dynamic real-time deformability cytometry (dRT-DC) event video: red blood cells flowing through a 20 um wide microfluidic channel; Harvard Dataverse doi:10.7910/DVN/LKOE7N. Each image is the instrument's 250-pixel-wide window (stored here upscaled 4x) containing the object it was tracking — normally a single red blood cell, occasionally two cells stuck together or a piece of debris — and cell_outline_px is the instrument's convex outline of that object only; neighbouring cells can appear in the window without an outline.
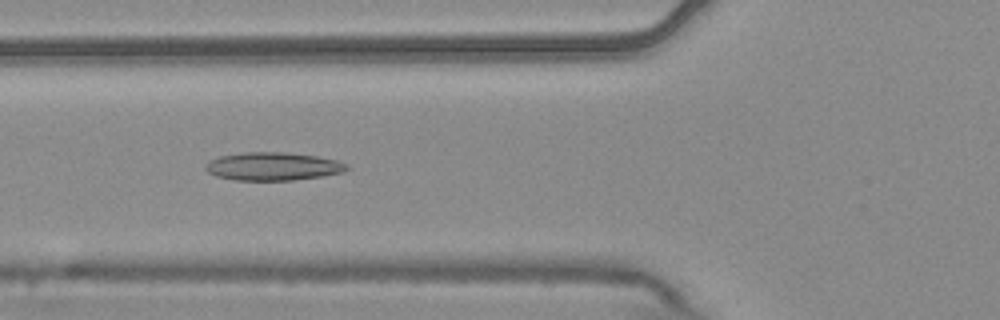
{"species": "common noctule bat (a hibernating species)", "species_latin": "Nyctalus noctula", "temperature_condition": "warm", "stored_images_in_passage": 6, "camera_frame_rate_fps": 3000, "um_per_image_px": 0.085, "animal": {"sex": "male", "body_mass_g": 20.4}, "frame": {"image": 1, "passage_image": 5, "time_ms": 1.333, "image_size_px": [1000, 320], "cell_outline_px": [[348, 168], [344, 172], [320, 176], [292, 180], [236, 180], [216, 176], [208, 172], [204, 168], [208, 160], [220, 156], [244, 152], [284, 152], [316, 156], [336, 160], [348, 164]], "centroid_in_image_um": [23.17, 14.13], "position_along_channel_um": 102.6, "area_um2": 23.06}}
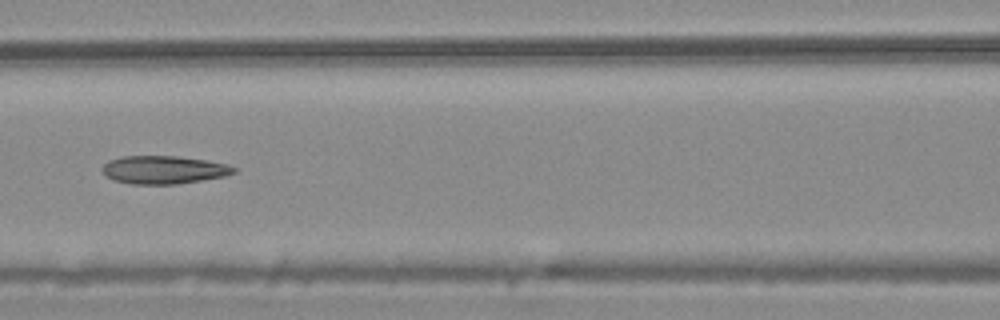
{"frame": {"image": 2, "passage_image": 6, "time_ms": 1.667, "image_size_px": [1000, 320], "cell_outline_px": [[236, 172], [224, 176], [176, 184], [128, 184], [116, 180], [108, 176], [104, 172], [104, 164], [108, 160], [124, 156], [176, 156], [204, 160], [228, 164], [236, 168]], "centroid_in_image_um": [13.93, 14.43], "position_along_channel_um": 152.7, "area_um2": 21.21}}